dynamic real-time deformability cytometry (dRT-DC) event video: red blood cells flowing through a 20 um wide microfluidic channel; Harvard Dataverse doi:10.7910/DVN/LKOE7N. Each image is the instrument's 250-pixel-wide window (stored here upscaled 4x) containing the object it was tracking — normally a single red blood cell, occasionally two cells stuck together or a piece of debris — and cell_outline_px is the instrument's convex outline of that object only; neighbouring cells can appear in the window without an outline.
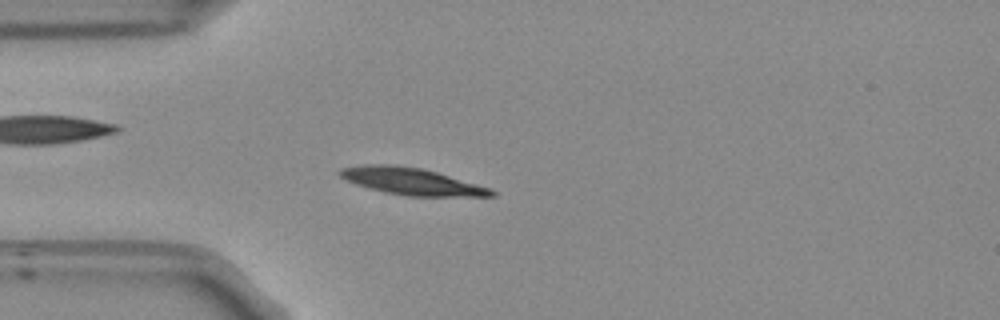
{"species": "Egyptian fruit bat (a non-hibernating species)", "species_latin": "Rousettus aegyptiacus", "temperature_condition": "room temperature", "stored_images_in_passage": 52, "camera_frame_rate_fps": 3000, "um_per_image_px": 0.085, "frame": {"image": 1, "passage_image": 13, "time_ms": 4.0, "image_size_px": [1000, 320], "cell_outline_px": [[496, 196], [408, 196], [384, 192], [368, 188], [356, 184], [340, 176], [336, 172], [340, 168], [360, 164], [396, 164], [420, 168], [436, 172], [492, 188], [496, 192]], "centroid_in_image_um": [34.96, 15.4], "position_along_channel_um": 50.0, "area_um2": 23.87}}
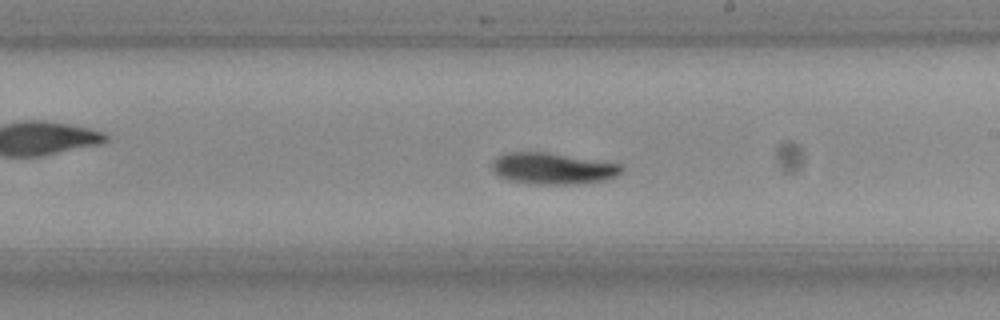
{"frame": {"image": 2, "passage_image": 29, "time_ms": 9.333, "image_size_px": [1000, 320], "cell_outline_px": [[624, 172], [616, 176], [604, 180], [584, 184], [532, 184], [508, 180], [496, 176], [492, 168], [492, 164], [496, 156], [504, 152], [544, 152], [620, 164], [624, 168]], "centroid_in_image_um": [46.95, 14.33], "position_along_channel_um": 242.0, "area_um2": 23.87}}
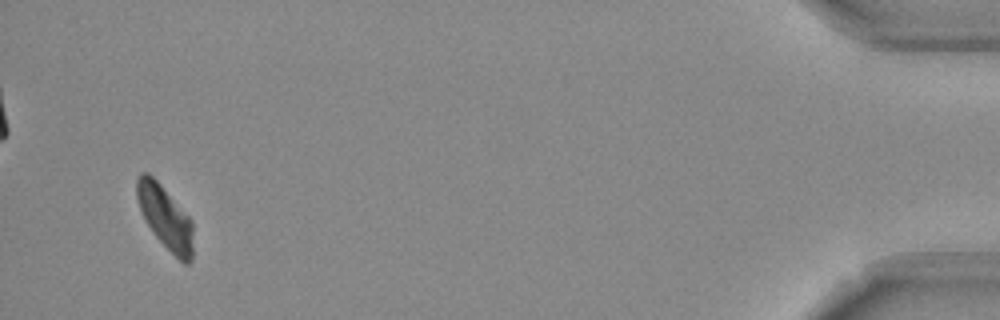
{"frame": {"image": 3, "passage_image": 50, "time_ms": 16.333, "image_size_px": [1000, 320], "cell_outline_px": [[192, 260], [188, 264], [184, 264], [156, 236], [144, 220], [136, 196], [136, 180], [140, 172], [148, 172], [160, 184], [192, 220]], "centroid_in_image_um": [14.02, 18.45], "position_along_channel_um": 421.2, "area_um2": 20.4}, "authors_computed_cell_mechanics": {"area_um2": 22.6576, "velocity_mm_per_s": 3.7666, "shape_relaxation_time_tau1_ms": 4.8983, "shape_relaxation_time_tau2_ms": null, "deformation_change_tau1": 0.1412, "deformation_change_tau2": null}}